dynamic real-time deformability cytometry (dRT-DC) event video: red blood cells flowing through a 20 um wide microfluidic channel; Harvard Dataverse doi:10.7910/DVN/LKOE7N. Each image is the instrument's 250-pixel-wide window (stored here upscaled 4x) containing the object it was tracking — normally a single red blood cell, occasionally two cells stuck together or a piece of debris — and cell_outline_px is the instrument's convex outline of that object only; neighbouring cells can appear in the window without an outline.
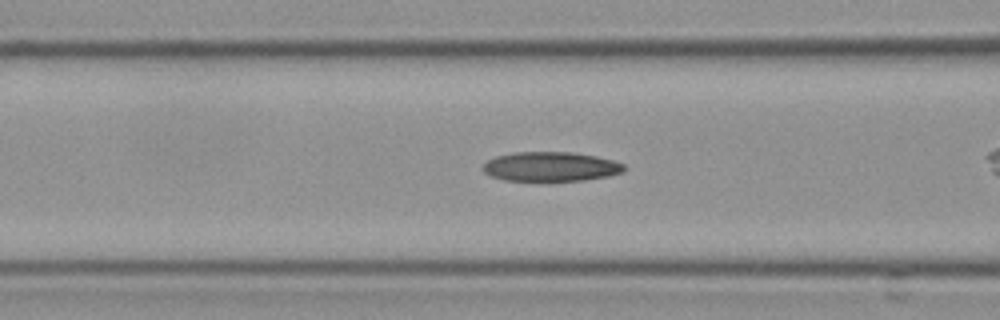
{"species": "Egyptian fruit bat (a non-hibernating species)", "species_latin": "Rousettus aegyptiacus", "temperature_condition": "cold", "stored_images_in_passage": 55, "camera_frame_rate_fps": 3000, "um_per_image_px": 0.085, "frame": {"image": 1, "passage_image": 21, "time_ms": 6.667, "image_size_px": [1000, 320], "cell_outline_px": [[624, 172], [608, 176], [584, 180], [548, 184], [504, 180], [492, 176], [484, 172], [480, 168], [488, 160], [496, 156], [512, 152], [572, 152], [596, 156], [612, 160], [624, 164]], "centroid_in_image_um": [46.77, 14.21], "position_along_channel_um": 119.8, "area_um2": 25.26}}
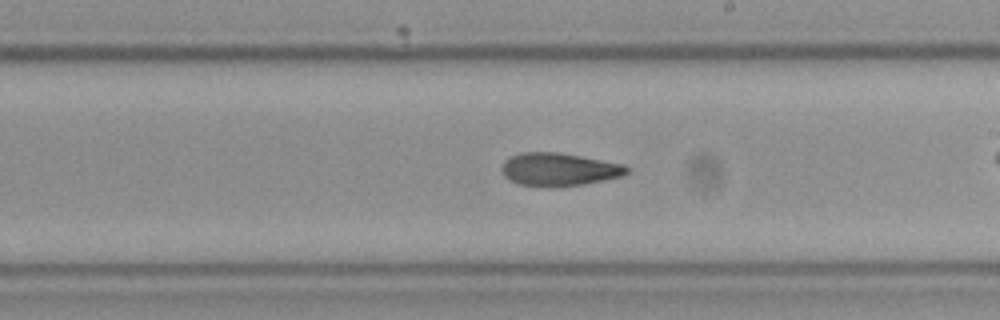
{"frame": {"image": 2, "passage_image": 31, "time_ms": 10.0, "image_size_px": [1000, 320], "cell_outline_px": [[628, 172], [620, 176], [604, 180], [584, 184], [556, 188], [552, 188], [520, 184], [504, 176], [500, 168], [504, 160], [508, 156], [520, 152], [556, 152], [580, 156], [624, 164], [628, 168]], "centroid_in_image_um": [47.46, 14.4], "position_along_channel_um": 241.5, "area_um2": 24.22}}
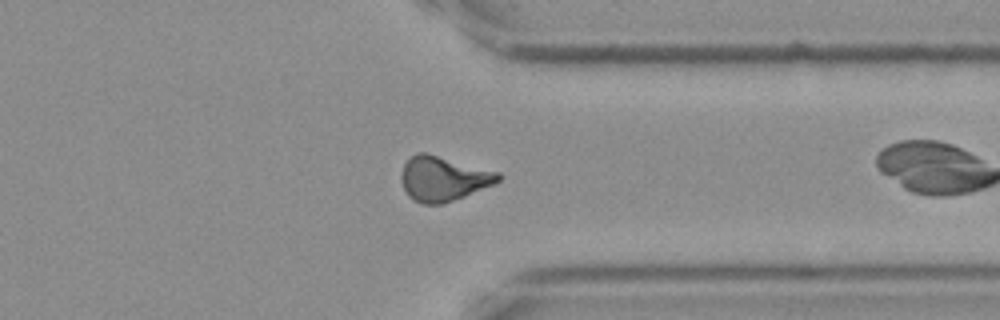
{"frame": {"image": 3, "passage_image": 42, "time_ms": 13.667, "image_size_px": [1000, 320], "cell_outline_px": [[500, 180], [496, 184], [444, 204], [424, 204], [412, 200], [408, 196], [400, 180], [400, 176], [404, 164], [416, 152], [424, 152], [500, 172]], "centroid_in_image_um": [37.68, 15.2], "position_along_channel_um": 373.7, "area_um2": 25.37}, "authors_computed_cell_mechanics": {"area_um2": 24.6228, "velocity_mm_per_s": 3.6409, "shape_relaxation_time_tau1_ms": 7.1847, "shape_relaxation_time_tau2_ms": 4.2707, "deformation_change_tau1": 0.1918, "deformation_change_tau2": 0.1208}}